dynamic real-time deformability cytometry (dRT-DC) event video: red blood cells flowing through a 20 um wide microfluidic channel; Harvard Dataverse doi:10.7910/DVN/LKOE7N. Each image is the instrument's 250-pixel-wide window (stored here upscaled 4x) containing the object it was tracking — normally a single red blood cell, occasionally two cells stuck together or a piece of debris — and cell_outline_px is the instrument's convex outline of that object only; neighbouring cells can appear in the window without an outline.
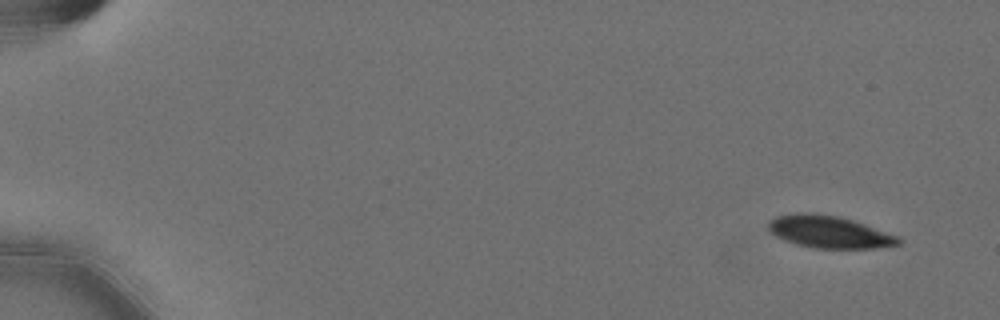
{"species": "Egyptian fruit bat (a non-hibernating species)", "species_latin": "Rousettus aegyptiacus", "temperature_condition": "cold", "stored_images_in_passage": 57, "camera_frame_rate_fps": 3000, "um_per_image_px": 0.085, "animal": {"sex": "female"}, "frame": {"image": 1, "passage_image": 3, "time_ms": 0.667, "image_size_px": [1000, 320], "cell_outline_px": [[904, 240], [900, 244], [876, 248], [812, 248], [796, 244], [784, 240], [776, 236], [768, 228], [768, 220], [776, 216], [796, 212], [812, 212], [840, 216], [900, 236]], "centroid_in_image_um": [70.49, 19.7], "position_along_channel_um": 14.5, "area_um2": 24.74}}
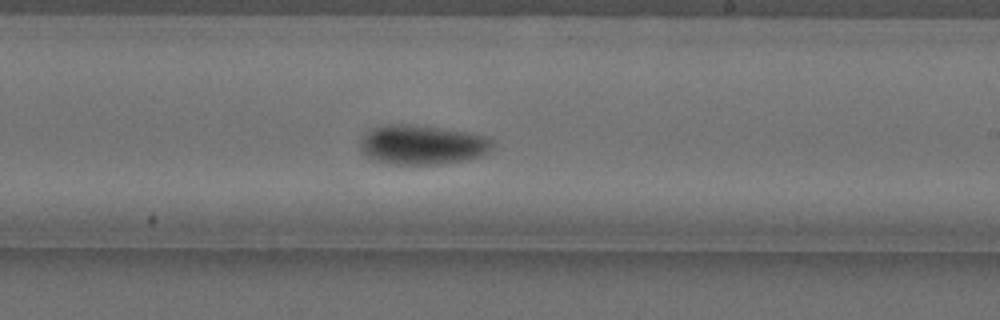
{"frame": {"image": 2, "passage_image": 35, "time_ms": 11.333, "image_size_px": [1000, 320], "cell_outline_px": [[496, 144], [484, 156], [464, 160], [440, 164], [388, 164], [364, 156], [360, 152], [360, 140], [364, 132], [372, 128], [384, 124], [416, 124], [492, 136], [496, 140]], "centroid_in_image_um": [35.92, 12.29], "position_along_channel_um": 253.1, "area_um2": 31.33}}
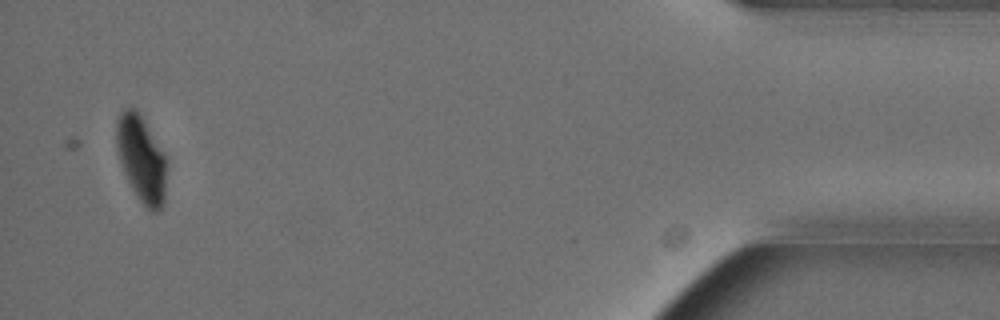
{"frame": {"image": 3, "passage_image": 55, "time_ms": 18.0, "image_size_px": [1000, 320], "cell_outline_px": [[168, 164], [164, 200], [160, 208], [156, 212], [152, 212], [136, 196], [124, 172], [116, 148], [116, 120], [120, 112], [124, 108], [136, 108], [140, 112], [164, 152], [168, 160]], "centroid_in_image_um": [12.04, 13.45], "position_along_channel_um": 423.2, "area_um2": 25.66}, "authors_computed_cell_mechanics": {"area_um2": 27.3972, "velocity_mm_per_s": 3.5669, "shape_relaxation_time_tau1_ms": 6.6694, "shape_relaxation_time_tau2_ms": null, "deformation_change_tau1": 0.1533, "deformation_change_tau2": null}}